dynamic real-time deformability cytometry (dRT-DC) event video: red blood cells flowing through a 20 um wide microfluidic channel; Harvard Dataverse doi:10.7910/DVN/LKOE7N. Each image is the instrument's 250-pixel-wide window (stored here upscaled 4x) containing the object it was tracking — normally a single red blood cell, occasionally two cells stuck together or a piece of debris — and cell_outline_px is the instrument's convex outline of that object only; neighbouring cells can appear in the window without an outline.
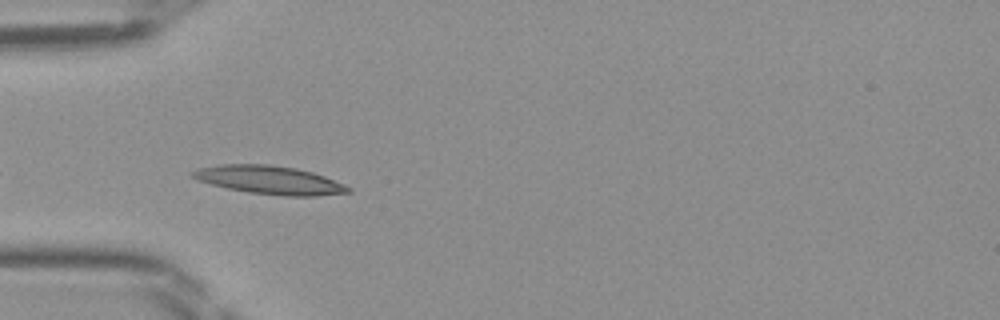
{"species": "Egyptian fruit bat (a non-hibernating species)", "species_latin": "Rousettus aegyptiacus", "temperature_condition": "room temperature", "stored_images_in_passage": 35, "camera_frame_rate_fps": 3000, "um_per_image_px": 0.085, "frame": {"image": 1, "passage_image": 2, "time_ms": 0.333, "image_size_px": [1000, 320], "cell_outline_px": [[352, 192], [316, 196], [288, 196], [248, 192], [228, 188], [196, 180], [188, 176], [188, 172], [200, 168], [220, 164], [272, 164], [296, 168], [312, 172], [324, 176], [344, 184], [352, 188]], "centroid_in_image_um": [22.89, 15.29], "position_along_channel_um": 62.1, "area_um2": 25.84}}
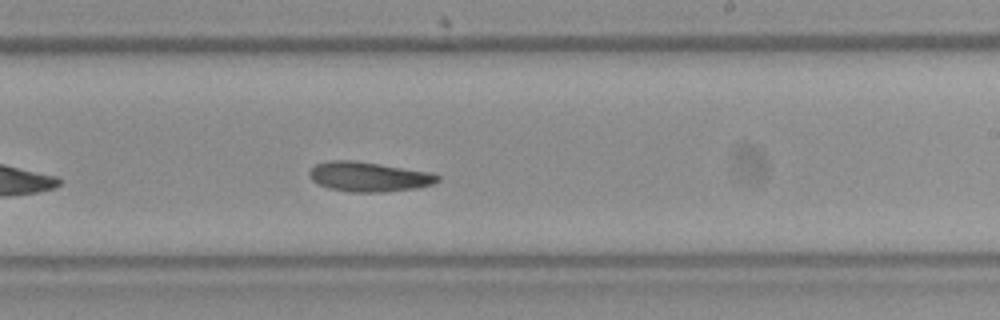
{"frame": {"image": 2, "passage_image": 16, "time_ms": 5.0, "image_size_px": [1000, 320], "cell_outline_px": [[440, 180], [432, 184], [416, 188], [384, 192], [352, 192], [328, 188], [312, 180], [308, 176], [308, 172], [316, 164], [328, 160], [356, 160], [432, 172], [440, 176]], "centroid_in_image_um": [31.35, 15.01], "position_along_channel_um": 257.6, "area_um2": 22.37}}
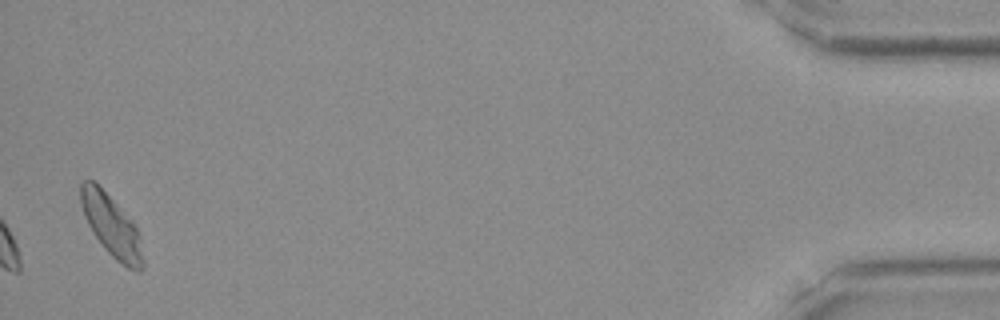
{"frame": {"image": 3, "passage_image": 34, "time_ms": 11.0, "image_size_px": [1000, 320], "cell_outline_px": [[144, 264], [140, 272], [128, 268], [116, 260], [104, 248], [92, 232], [84, 216], [80, 200], [80, 184], [84, 180], [92, 180], [132, 220], [140, 236], [144, 260]], "centroid_in_image_um": [9.48, 19.24], "position_along_channel_um": 425.7, "area_um2": 22.02}}